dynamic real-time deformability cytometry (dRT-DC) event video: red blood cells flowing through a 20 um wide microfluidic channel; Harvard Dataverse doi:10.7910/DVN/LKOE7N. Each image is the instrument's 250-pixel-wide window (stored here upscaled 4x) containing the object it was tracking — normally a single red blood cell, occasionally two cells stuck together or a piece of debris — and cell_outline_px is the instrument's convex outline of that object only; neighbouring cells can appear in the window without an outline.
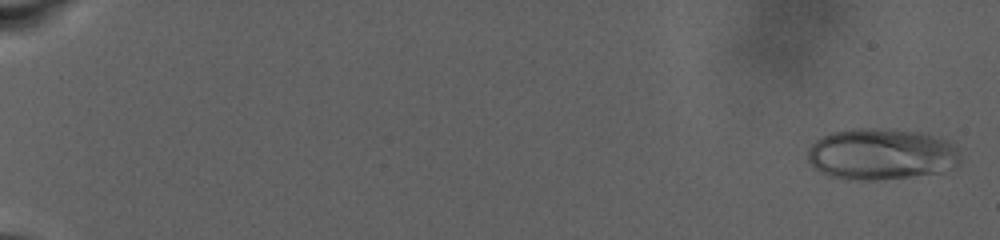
{"species": "human", "species_latin": "Homo sapiens", "temperature_condition": "warm", "stored_images_in_passage": 93, "camera_frame_rate_fps": 3000, "um_per_image_px": 0.085, "donor": {"sex": "male"}, "frame": {"image": 1, "passage_image": 3, "time_ms": 0.667, "image_size_px": [1000, 240], "cell_outline_px": [[960, 164], [956, 168], [940, 172], [876, 180], [848, 180], [828, 176], [812, 168], [808, 160], [808, 148], [820, 136], [832, 132], [852, 128], [876, 128], [924, 132], [948, 140], [956, 148], [960, 160]], "centroid_in_image_um": [74.88, 13.1], "position_along_channel_um": 10.1, "area_um2": 46.24}}
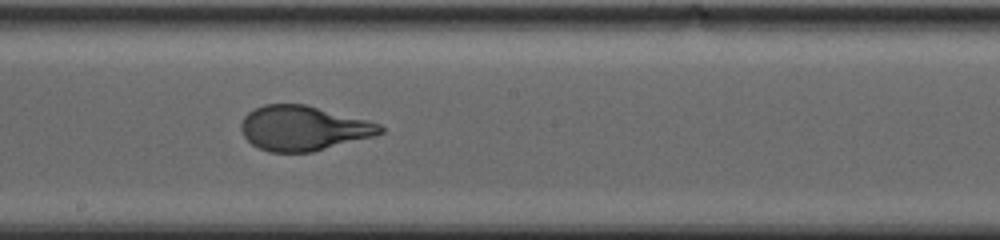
{"frame": {"image": 2, "passage_image": 57, "time_ms": 18.667, "image_size_px": [1000, 240], "cell_outline_px": [[384, 132], [372, 136], [312, 152], [268, 152], [252, 144], [244, 136], [240, 128], [240, 124], [244, 116], [248, 112], [264, 104], [304, 104], [368, 120], [380, 124], [384, 128]], "centroid_in_image_um": [25.76, 10.89], "position_along_channel_um": 222.4, "area_um2": 36.07}}
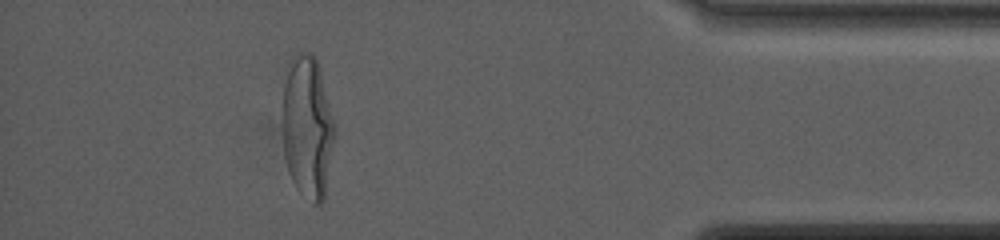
{"frame": {"image": 3, "passage_image": 85, "time_ms": 28.0, "image_size_px": [1000, 240], "cell_outline_px": [[336, 132], [324, 200], [320, 204], [312, 204], [296, 188], [288, 172], [284, 156], [280, 112], [280, 108], [288, 60], [292, 56], [300, 52], [312, 52], [316, 60], [320, 72], [336, 124]], "centroid_in_image_um": [26.1, 10.8], "position_along_channel_um": 409.1, "area_um2": 44.68}, "authors_computed_cell_mechanics": {"area_um2": 39.2462, "velocity_mm_per_s": 2.3724, "shape_relaxation_time_tau1_ms": 8.2053, "shape_relaxation_time_tau2_ms": null, "deformation_change_tau1": 0.251, "deformation_change_tau2": null}}